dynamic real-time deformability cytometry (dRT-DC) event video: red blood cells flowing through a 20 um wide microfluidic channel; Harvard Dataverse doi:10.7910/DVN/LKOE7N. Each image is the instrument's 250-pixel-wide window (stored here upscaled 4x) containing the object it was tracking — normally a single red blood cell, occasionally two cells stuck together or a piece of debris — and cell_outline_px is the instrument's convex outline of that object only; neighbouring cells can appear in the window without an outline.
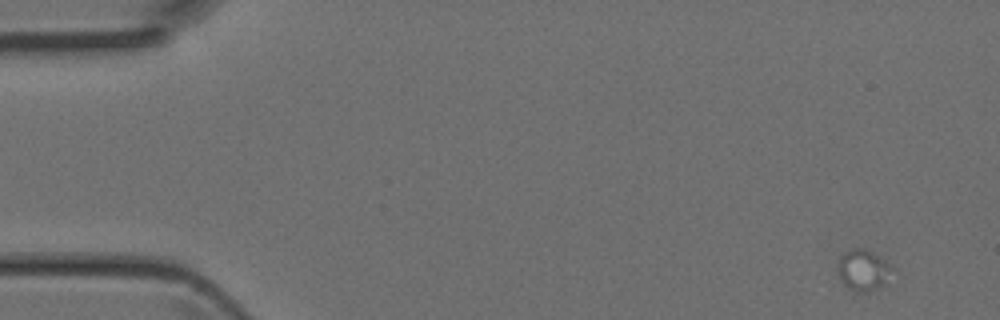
{"species": "Egyptian fruit bat (a non-hibernating species)", "species_latin": "Rousettus aegyptiacus", "temperature_condition": "room temperature", "stored_images_in_passage": 3, "camera_frame_rate_fps": 3000, "um_per_image_px": 0.085, "animal": {"sex": "female"}, "frame": {"image": 1, "passage_image": 1, "time_ms": 0.0, "image_size_px": [1000, 320], "cell_outline_px": [[892, 268], [884, 284], [868, 292], [856, 292], [848, 288], [840, 280], [836, 268], [840, 256], [844, 252], [856, 248], [864, 248], [880, 256]], "centroid_in_image_um": [73.31, 22.96], "position_along_channel_um": 11.7, "area_um2": 12.89}}